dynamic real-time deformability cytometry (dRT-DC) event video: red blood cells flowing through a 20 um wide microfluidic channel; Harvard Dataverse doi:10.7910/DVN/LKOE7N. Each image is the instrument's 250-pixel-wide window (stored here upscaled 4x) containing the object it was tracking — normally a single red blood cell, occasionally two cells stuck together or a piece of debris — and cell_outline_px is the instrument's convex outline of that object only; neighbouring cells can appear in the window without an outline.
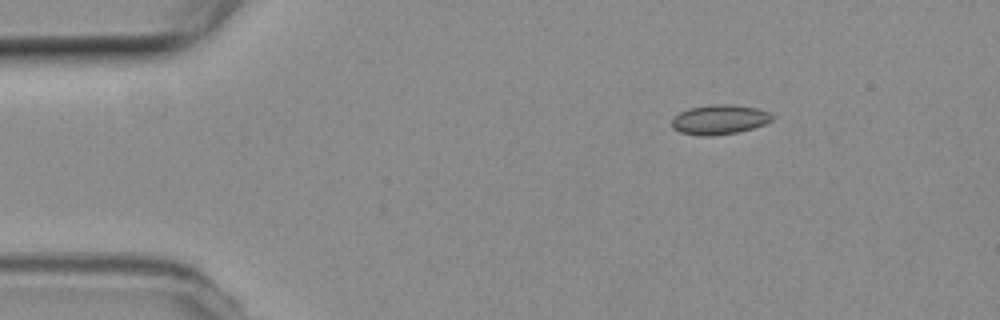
{"species": "common noctule bat (a hibernating species)", "species_latin": "Nyctalus noctula", "temperature_condition": "room temperature", "stored_images_in_passage": 9, "camera_frame_rate_fps": 3000, "um_per_image_px": 0.085, "animal": {"sex": "female", "body_mass_g": 19.3, "forearm_length_mm": 54.1}, "frame": {"image": 1, "passage_image": 1, "time_ms": 0.0, "image_size_px": [1000, 320], "cell_outline_px": [[772, 120], [764, 124], [752, 128], [736, 132], [712, 136], [700, 136], [680, 132], [672, 128], [672, 116], [688, 108], [712, 104], [732, 104], [756, 108], [768, 112], [772, 116]], "centroid_in_image_um": [61.1, 10.16], "position_along_channel_um": 23.9, "area_um2": 17.34}}